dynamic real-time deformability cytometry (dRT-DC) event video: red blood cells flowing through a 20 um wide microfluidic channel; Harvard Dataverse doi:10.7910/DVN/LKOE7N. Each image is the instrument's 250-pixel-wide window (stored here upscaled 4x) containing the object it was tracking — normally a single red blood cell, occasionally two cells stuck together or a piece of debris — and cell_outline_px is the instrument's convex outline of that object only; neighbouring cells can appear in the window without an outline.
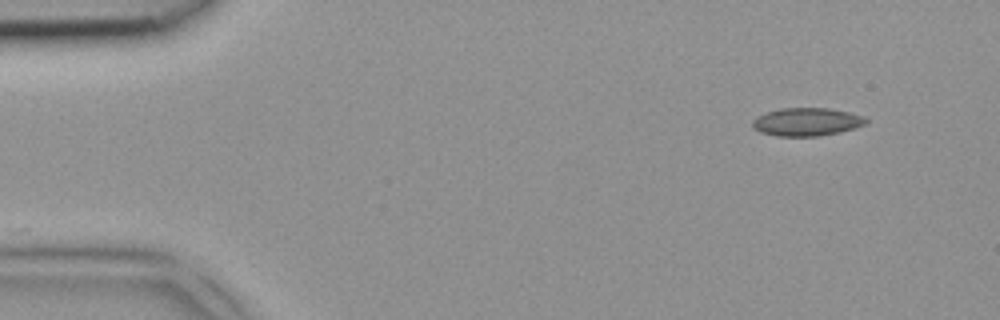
{"species": "common noctule bat (a hibernating species)", "species_latin": "Nyctalus noctula", "temperature_condition": "room temperature", "stored_images_in_passage": 4, "camera_frame_rate_fps": 3000, "um_per_image_px": 0.085, "animal": {"sex": "female", "body_mass_g": 18.4}, "frame": {"image": 1, "passage_image": 1, "time_ms": 0.0, "image_size_px": [1000, 320], "cell_outline_px": [[868, 120], [864, 124], [840, 132], [820, 136], [776, 136], [760, 132], [752, 128], [752, 120], [756, 116], [780, 108], [828, 108], [848, 112], [864, 116]], "centroid_in_image_um": [68.53, 10.36], "position_along_channel_um": 16.5, "area_um2": 18.55}}
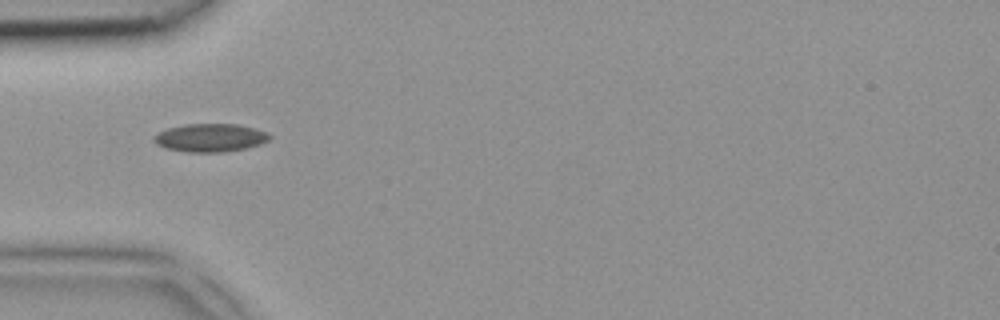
{"frame": {"image": 2, "passage_image": 4, "time_ms": 1.0, "image_size_px": [1000, 320], "cell_outline_px": [[272, 136], [268, 140], [260, 144], [248, 148], [224, 152], [188, 152], [168, 148], [156, 144], [152, 140], [152, 136], [168, 128], [184, 124], [236, 124], [268, 132]], "centroid_in_image_um": [17.88, 11.71], "position_along_channel_um": 67.1, "area_um2": 18.96}}